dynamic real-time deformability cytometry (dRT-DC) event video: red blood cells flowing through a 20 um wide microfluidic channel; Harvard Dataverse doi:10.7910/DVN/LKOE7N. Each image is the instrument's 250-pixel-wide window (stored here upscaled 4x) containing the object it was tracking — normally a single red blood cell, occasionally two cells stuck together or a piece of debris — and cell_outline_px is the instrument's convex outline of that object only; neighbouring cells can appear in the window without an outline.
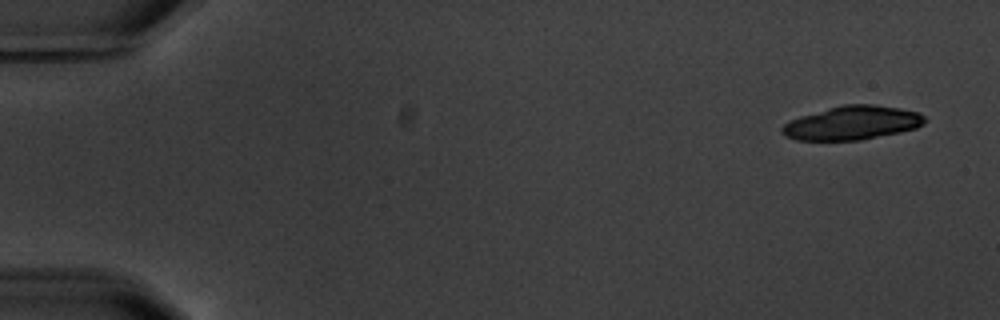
{"species": "common noctule bat (a hibernating species)", "species_latin": "Nyctalus noctula", "temperature_condition": "warm", "stored_images_in_passage": 5, "camera_frame_rate_fps": 3000, "um_per_image_px": 0.085, "animal": {"sex": "male", "body_mass_g": 20.1, "forearm_length_mm": 53.5}, "frame": {"image": 1, "passage_image": 1, "time_ms": 0.0, "image_size_px": [1000, 320], "cell_outline_px": [[928, 120], [924, 124], [916, 128], [900, 132], [860, 140], [796, 140], [784, 136], [780, 132], [780, 128], [784, 124], [800, 116], [828, 108], [844, 104], [872, 104], [900, 108], [916, 112], [924, 116]], "centroid_in_image_um": [72.43, 10.45], "position_along_channel_um": 12.6, "area_um2": 28.09}}